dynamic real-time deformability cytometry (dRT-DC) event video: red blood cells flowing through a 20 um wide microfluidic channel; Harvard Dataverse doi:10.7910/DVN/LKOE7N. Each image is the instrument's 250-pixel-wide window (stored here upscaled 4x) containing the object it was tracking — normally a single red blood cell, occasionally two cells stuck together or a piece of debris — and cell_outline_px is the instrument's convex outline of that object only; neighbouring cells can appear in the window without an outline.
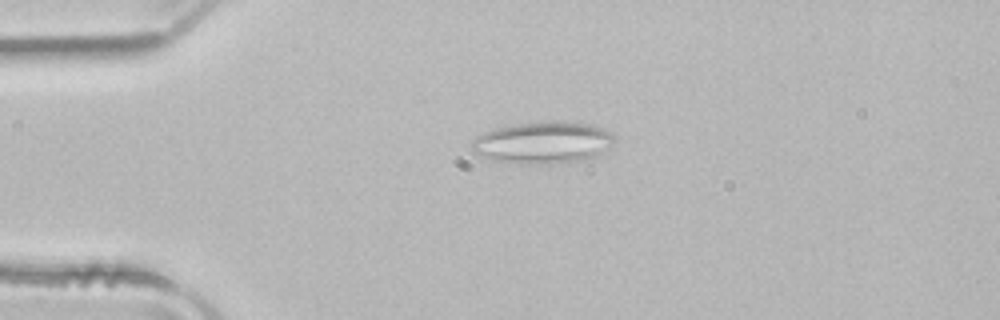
{"species": "common noctule bat (a hibernating species)", "species_latin": "Nyctalus noctula", "temperature_condition": "room temperature", "stored_images_in_passage": 18, "camera_frame_rate_fps": 3000, "um_per_image_px": 0.085, "animal": {"sex": "male", "body_mass_g": 21.5, "forearm_length_mm": 52.0}, "frame": {"image": 1, "passage_image": 12, "time_ms": 3.667, "image_size_px": [1000, 320], "cell_outline_px": [[616, 136], [596, 156], [588, 160], [552, 164], [536, 164], [492, 160], [472, 152], [472, 140], [476, 136], [484, 132], [496, 128], [544, 120], [564, 120], [592, 124]], "centroid_in_image_um": [46.13, 12.11], "position_along_channel_um": 38.9, "area_um2": 34.8}}